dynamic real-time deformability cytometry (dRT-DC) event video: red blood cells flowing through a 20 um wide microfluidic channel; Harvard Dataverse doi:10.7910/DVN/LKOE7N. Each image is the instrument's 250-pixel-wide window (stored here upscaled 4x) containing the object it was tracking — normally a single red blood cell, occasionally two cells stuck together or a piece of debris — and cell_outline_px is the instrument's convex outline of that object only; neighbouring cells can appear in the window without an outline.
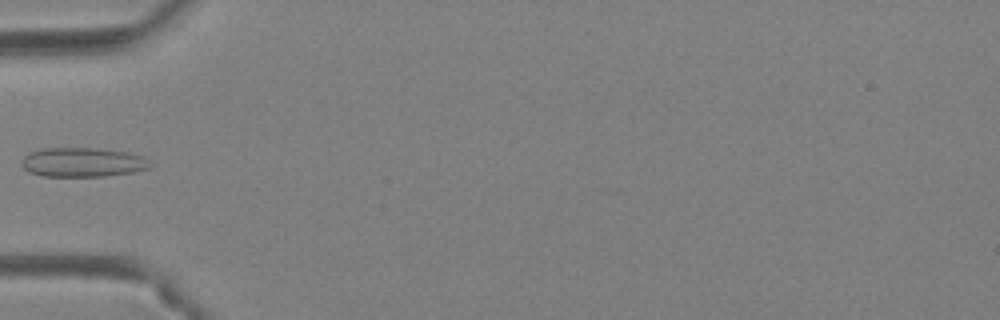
{"species": "Egyptian fruit bat (a non-hibernating species)", "species_latin": "Rousettus aegyptiacus", "temperature_condition": "warm", "stored_images_in_passage": 31, "camera_frame_rate_fps": 3000, "um_per_image_px": 0.085, "animal": {"sex": "female"}, "frame": {"image": 1, "passage_image": 1, "time_ms": 0.0, "image_size_px": [1000, 320], "cell_outline_px": [[152, 164], [148, 168], [132, 172], [108, 176], [44, 176], [28, 172], [20, 164], [24, 156], [40, 148], [100, 148], [128, 152], [144, 156]], "centroid_in_image_um": [7.03, 13.79], "position_along_channel_um": 78.0, "area_um2": 22.08}}
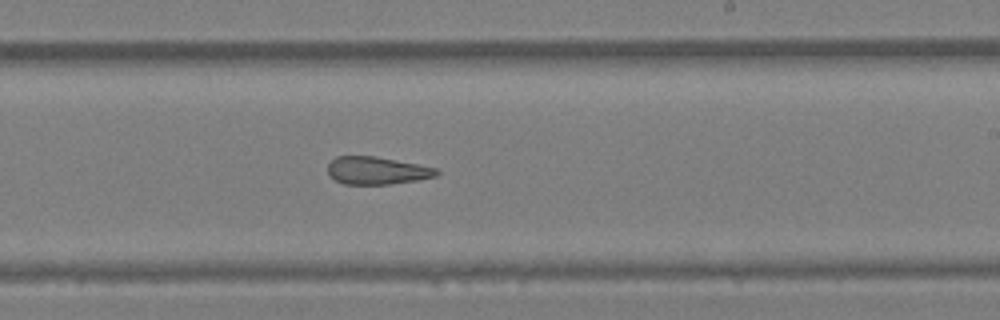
{"frame": {"image": 2, "passage_image": 13, "time_ms": 4.0, "image_size_px": [1000, 320], "cell_outline_px": [[440, 172], [436, 176], [416, 180], [388, 184], [344, 184], [336, 180], [328, 172], [328, 164], [336, 156], [376, 156], [436, 168]], "centroid_in_image_um": [32.02, 14.49], "position_along_channel_um": 257.0, "area_um2": 17.28}}
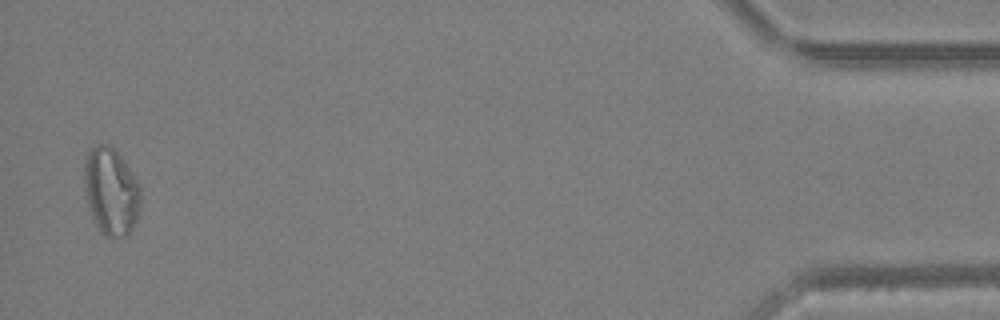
{"frame": {"image": 3, "passage_image": 30, "time_ms": 9.667, "image_size_px": [1000, 320], "cell_outline_px": [[140, 208], [136, 220], [128, 236], [112, 240], [104, 236], [100, 232], [92, 216], [88, 204], [84, 188], [84, 164], [88, 152], [96, 144], [108, 144], [116, 148], [136, 176], [140, 184]], "centroid_in_image_um": [9.46, 16.27], "position_along_channel_um": 425.7, "area_um2": 29.42}}